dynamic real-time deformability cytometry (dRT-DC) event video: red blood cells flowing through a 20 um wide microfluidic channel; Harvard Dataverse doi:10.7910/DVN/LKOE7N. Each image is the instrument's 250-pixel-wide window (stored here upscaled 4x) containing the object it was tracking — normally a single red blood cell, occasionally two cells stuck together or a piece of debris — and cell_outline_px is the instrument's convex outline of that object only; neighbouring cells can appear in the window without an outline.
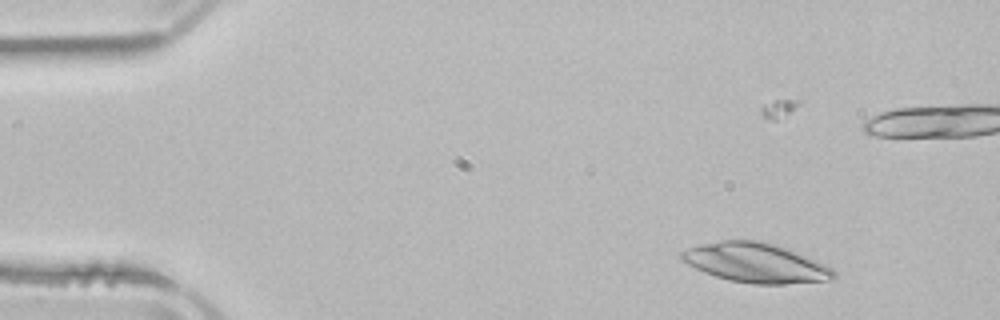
{"species": "common noctule bat (a hibernating species)", "species_latin": "Nyctalus noctula", "temperature_condition": "room temperature", "stored_images_in_passage": 4, "camera_frame_rate_fps": 3000, "um_per_image_px": 0.085, "animal": {"sex": "male", "body_mass_g": 21.5, "forearm_length_mm": 52.0}, "frame": {"image": 1, "passage_image": 1, "time_ms": 0.0, "image_size_px": [1000, 320], "cell_outline_px": [[836, 280], [784, 284], [752, 284], [728, 280], [704, 272], [680, 260], [680, 252], [688, 248], [704, 244], [724, 240], [760, 240], [788, 248], [824, 264], [832, 268], [836, 272]], "centroid_in_image_um": [64.27, 22.35], "position_along_channel_um": 20.7, "area_um2": 35.08}}